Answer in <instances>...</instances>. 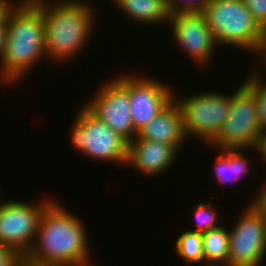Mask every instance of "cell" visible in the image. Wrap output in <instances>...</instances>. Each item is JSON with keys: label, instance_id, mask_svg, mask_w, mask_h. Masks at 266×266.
<instances>
[{"label": "cell", "instance_id": "4fadbf2b", "mask_svg": "<svg viewBox=\"0 0 266 266\" xmlns=\"http://www.w3.org/2000/svg\"><path fill=\"white\" fill-rule=\"evenodd\" d=\"M179 153L173 145L136 136L128 143L126 165L129 164L146 177H155L169 170Z\"/></svg>", "mask_w": 266, "mask_h": 266}, {"label": "cell", "instance_id": "52a82bcc", "mask_svg": "<svg viewBox=\"0 0 266 266\" xmlns=\"http://www.w3.org/2000/svg\"><path fill=\"white\" fill-rule=\"evenodd\" d=\"M70 132L71 143L85 157L126 166L128 142L85 106L75 116Z\"/></svg>", "mask_w": 266, "mask_h": 266}, {"label": "cell", "instance_id": "4316f807", "mask_svg": "<svg viewBox=\"0 0 266 266\" xmlns=\"http://www.w3.org/2000/svg\"><path fill=\"white\" fill-rule=\"evenodd\" d=\"M255 151L260 153L263 160L266 161V131H264L263 135L260 137V140L257 145V149Z\"/></svg>", "mask_w": 266, "mask_h": 266}, {"label": "cell", "instance_id": "2e32d148", "mask_svg": "<svg viewBox=\"0 0 266 266\" xmlns=\"http://www.w3.org/2000/svg\"><path fill=\"white\" fill-rule=\"evenodd\" d=\"M246 150L235 149V150H219L218 157L214 162V174L215 178L218 180V185H224L228 182L234 183V181L241 180L246 174L251 166L250 159L248 157H243L242 152Z\"/></svg>", "mask_w": 266, "mask_h": 266}, {"label": "cell", "instance_id": "cb8c5ba5", "mask_svg": "<svg viewBox=\"0 0 266 266\" xmlns=\"http://www.w3.org/2000/svg\"><path fill=\"white\" fill-rule=\"evenodd\" d=\"M250 204L258 211L262 218L266 237V198L259 192L256 197L250 201Z\"/></svg>", "mask_w": 266, "mask_h": 266}, {"label": "cell", "instance_id": "9c48e42d", "mask_svg": "<svg viewBox=\"0 0 266 266\" xmlns=\"http://www.w3.org/2000/svg\"><path fill=\"white\" fill-rule=\"evenodd\" d=\"M107 82L84 106L129 143L138 134L130 114L129 75Z\"/></svg>", "mask_w": 266, "mask_h": 266}, {"label": "cell", "instance_id": "5bb4252c", "mask_svg": "<svg viewBox=\"0 0 266 266\" xmlns=\"http://www.w3.org/2000/svg\"><path fill=\"white\" fill-rule=\"evenodd\" d=\"M137 136L142 139L173 145L181 152L182 146L188 138L183 128L181 110L175 100L142 127Z\"/></svg>", "mask_w": 266, "mask_h": 266}, {"label": "cell", "instance_id": "ac0fdd59", "mask_svg": "<svg viewBox=\"0 0 266 266\" xmlns=\"http://www.w3.org/2000/svg\"><path fill=\"white\" fill-rule=\"evenodd\" d=\"M175 252L187 264L201 263L204 266L202 233L187 230L175 240ZM203 262V263H202Z\"/></svg>", "mask_w": 266, "mask_h": 266}, {"label": "cell", "instance_id": "30bf717a", "mask_svg": "<svg viewBox=\"0 0 266 266\" xmlns=\"http://www.w3.org/2000/svg\"><path fill=\"white\" fill-rule=\"evenodd\" d=\"M229 229L227 266H261L266 257V237L258 211L248 204Z\"/></svg>", "mask_w": 266, "mask_h": 266}, {"label": "cell", "instance_id": "8fae6325", "mask_svg": "<svg viewBox=\"0 0 266 266\" xmlns=\"http://www.w3.org/2000/svg\"><path fill=\"white\" fill-rule=\"evenodd\" d=\"M169 30L176 46L197 66H207L216 52L217 43L202 12H179L170 16ZM207 64V65H206Z\"/></svg>", "mask_w": 266, "mask_h": 266}, {"label": "cell", "instance_id": "7a4b0ae2", "mask_svg": "<svg viewBox=\"0 0 266 266\" xmlns=\"http://www.w3.org/2000/svg\"><path fill=\"white\" fill-rule=\"evenodd\" d=\"M34 4L44 16L46 57L65 63L81 54L97 24L98 12L90 0H45Z\"/></svg>", "mask_w": 266, "mask_h": 266}, {"label": "cell", "instance_id": "6da1fadb", "mask_svg": "<svg viewBox=\"0 0 266 266\" xmlns=\"http://www.w3.org/2000/svg\"><path fill=\"white\" fill-rule=\"evenodd\" d=\"M55 199L42 212L36 238L23 257V265L94 266L85 224Z\"/></svg>", "mask_w": 266, "mask_h": 266}, {"label": "cell", "instance_id": "ba28073f", "mask_svg": "<svg viewBox=\"0 0 266 266\" xmlns=\"http://www.w3.org/2000/svg\"><path fill=\"white\" fill-rule=\"evenodd\" d=\"M52 200L47 197L31 203L0 201V245L24 257L34 243L42 212Z\"/></svg>", "mask_w": 266, "mask_h": 266}, {"label": "cell", "instance_id": "7c38bea8", "mask_svg": "<svg viewBox=\"0 0 266 266\" xmlns=\"http://www.w3.org/2000/svg\"><path fill=\"white\" fill-rule=\"evenodd\" d=\"M166 84L129 74L130 114L137 132L174 100V90Z\"/></svg>", "mask_w": 266, "mask_h": 266}, {"label": "cell", "instance_id": "277c9868", "mask_svg": "<svg viewBox=\"0 0 266 266\" xmlns=\"http://www.w3.org/2000/svg\"><path fill=\"white\" fill-rule=\"evenodd\" d=\"M217 45L261 51L262 29L241 0H209L202 11Z\"/></svg>", "mask_w": 266, "mask_h": 266}, {"label": "cell", "instance_id": "9a60e30c", "mask_svg": "<svg viewBox=\"0 0 266 266\" xmlns=\"http://www.w3.org/2000/svg\"><path fill=\"white\" fill-rule=\"evenodd\" d=\"M116 8L139 24H169L170 11L166 0H118ZM167 22V23H166Z\"/></svg>", "mask_w": 266, "mask_h": 266}, {"label": "cell", "instance_id": "f1b7e54d", "mask_svg": "<svg viewBox=\"0 0 266 266\" xmlns=\"http://www.w3.org/2000/svg\"><path fill=\"white\" fill-rule=\"evenodd\" d=\"M266 181V179H265ZM261 189L259 190L260 193L266 198V182L264 183V185L262 187H260Z\"/></svg>", "mask_w": 266, "mask_h": 266}, {"label": "cell", "instance_id": "d4e9b609", "mask_svg": "<svg viewBox=\"0 0 266 266\" xmlns=\"http://www.w3.org/2000/svg\"><path fill=\"white\" fill-rule=\"evenodd\" d=\"M14 1V2H13ZM0 0V23L8 22V17L20 0Z\"/></svg>", "mask_w": 266, "mask_h": 266}, {"label": "cell", "instance_id": "e0dca14e", "mask_svg": "<svg viewBox=\"0 0 266 266\" xmlns=\"http://www.w3.org/2000/svg\"><path fill=\"white\" fill-rule=\"evenodd\" d=\"M204 266H227L229 228L218 227L202 233Z\"/></svg>", "mask_w": 266, "mask_h": 266}, {"label": "cell", "instance_id": "1f68e13d", "mask_svg": "<svg viewBox=\"0 0 266 266\" xmlns=\"http://www.w3.org/2000/svg\"><path fill=\"white\" fill-rule=\"evenodd\" d=\"M117 1H118V0H112V3L114 2L113 4H115Z\"/></svg>", "mask_w": 266, "mask_h": 266}, {"label": "cell", "instance_id": "d6986e66", "mask_svg": "<svg viewBox=\"0 0 266 266\" xmlns=\"http://www.w3.org/2000/svg\"><path fill=\"white\" fill-rule=\"evenodd\" d=\"M255 70V71H253ZM243 84L254 94L258 109V120L263 131H266V77L262 71L253 69ZM261 72V73H260ZM263 77V78H262Z\"/></svg>", "mask_w": 266, "mask_h": 266}, {"label": "cell", "instance_id": "8992f818", "mask_svg": "<svg viewBox=\"0 0 266 266\" xmlns=\"http://www.w3.org/2000/svg\"><path fill=\"white\" fill-rule=\"evenodd\" d=\"M181 96L179 98L176 92L174 93V100L182 113L183 128L187 138L193 136L208 145L217 136L229 116L231 94L209 90L191 96Z\"/></svg>", "mask_w": 266, "mask_h": 266}, {"label": "cell", "instance_id": "4dcf8cb0", "mask_svg": "<svg viewBox=\"0 0 266 266\" xmlns=\"http://www.w3.org/2000/svg\"><path fill=\"white\" fill-rule=\"evenodd\" d=\"M41 1H45V0H20V2H23V3H37Z\"/></svg>", "mask_w": 266, "mask_h": 266}, {"label": "cell", "instance_id": "484cf974", "mask_svg": "<svg viewBox=\"0 0 266 266\" xmlns=\"http://www.w3.org/2000/svg\"><path fill=\"white\" fill-rule=\"evenodd\" d=\"M7 26H8V22L0 23V61L4 54Z\"/></svg>", "mask_w": 266, "mask_h": 266}, {"label": "cell", "instance_id": "f546056e", "mask_svg": "<svg viewBox=\"0 0 266 266\" xmlns=\"http://www.w3.org/2000/svg\"><path fill=\"white\" fill-rule=\"evenodd\" d=\"M262 44H266V26L262 30Z\"/></svg>", "mask_w": 266, "mask_h": 266}, {"label": "cell", "instance_id": "7402d4cb", "mask_svg": "<svg viewBox=\"0 0 266 266\" xmlns=\"http://www.w3.org/2000/svg\"><path fill=\"white\" fill-rule=\"evenodd\" d=\"M263 30L266 26V0H241Z\"/></svg>", "mask_w": 266, "mask_h": 266}, {"label": "cell", "instance_id": "603a6c76", "mask_svg": "<svg viewBox=\"0 0 266 266\" xmlns=\"http://www.w3.org/2000/svg\"><path fill=\"white\" fill-rule=\"evenodd\" d=\"M0 266H23V257L15 250L0 245Z\"/></svg>", "mask_w": 266, "mask_h": 266}, {"label": "cell", "instance_id": "ffe728a7", "mask_svg": "<svg viewBox=\"0 0 266 266\" xmlns=\"http://www.w3.org/2000/svg\"><path fill=\"white\" fill-rule=\"evenodd\" d=\"M193 215L197 227L193 230L190 229V231L204 233L211 229L220 227V214L216 211L214 204L211 202H200V204L197 205L196 210H194Z\"/></svg>", "mask_w": 266, "mask_h": 266}, {"label": "cell", "instance_id": "44dd1931", "mask_svg": "<svg viewBox=\"0 0 266 266\" xmlns=\"http://www.w3.org/2000/svg\"><path fill=\"white\" fill-rule=\"evenodd\" d=\"M209 0H166L170 14L202 12Z\"/></svg>", "mask_w": 266, "mask_h": 266}, {"label": "cell", "instance_id": "3957f363", "mask_svg": "<svg viewBox=\"0 0 266 266\" xmlns=\"http://www.w3.org/2000/svg\"><path fill=\"white\" fill-rule=\"evenodd\" d=\"M43 58L47 59L43 13L34 3L19 2L8 17L0 79L16 84Z\"/></svg>", "mask_w": 266, "mask_h": 266}, {"label": "cell", "instance_id": "5b68a950", "mask_svg": "<svg viewBox=\"0 0 266 266\" xmlns=\"http://www.w3.org/2000/svg\"><path fill=\"white\" fill-rule=\"evenodd\" d=\"M231 93L229 116L208 144L217 150H255L264 131L258 120L254 94L242 83Z\"/></svg>", "mask_w": 266, "mask_h": 266}, {"label": "cell", "instance_id": "83f0119b", "mask_svg": "<svg viewBox=\"0 0 266 266\" xmlns=\"http://www.w3.org/2000/svg\"><path fill=\"white\" fill-rule=\"evenodd\" d=\"M259 56H263L262 59H263V63L266 64V44H261V51L259 53Z\"/></svg>", "mask_w": 266, "mask_h": 266}]
</instances>
